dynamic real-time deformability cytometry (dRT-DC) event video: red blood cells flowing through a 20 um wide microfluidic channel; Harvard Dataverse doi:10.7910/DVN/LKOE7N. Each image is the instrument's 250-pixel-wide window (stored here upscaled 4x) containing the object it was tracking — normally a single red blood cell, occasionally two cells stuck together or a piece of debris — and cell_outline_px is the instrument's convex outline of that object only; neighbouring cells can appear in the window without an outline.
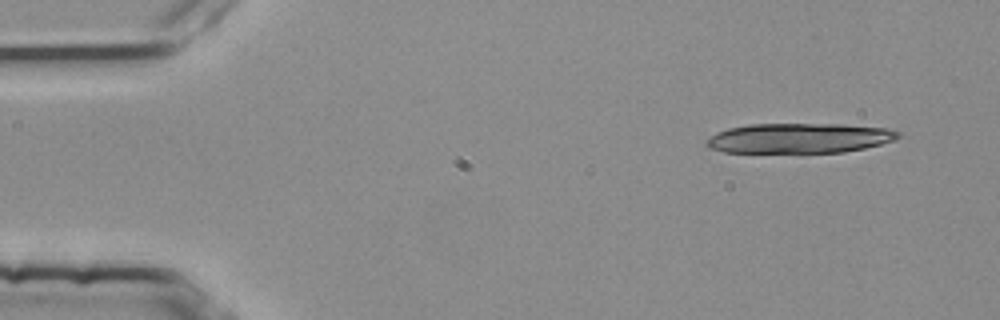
{"species": "common noctule bat (a hibernating species)", "species_latin": "Nyctalus noctula", "temperature_condition": "room temperature", "stored_images_in_passage": 4, "camera_frame_rate_fps": 3000, "um_per_image_px": 0.085, "animal": {"sex": "female", "body_mass_g": 25.1}, "frame": {"image": 1, "passage_image": 1, "time_ms": 0.0, "image_size_px": [1000, 320], "cell_outline_px": [[900, 136], [896, 140], [864, 148], [844, 152], [724, 152], [708, 148], [704, 144], [712, 136], [728, 128], [748, 124], [840, 124], [884, 128], [900, 132]], "centroid_in_image_um": [67.94, 11.74], "position_along_channel_um": 17.1, "area_um2": 33.23}}
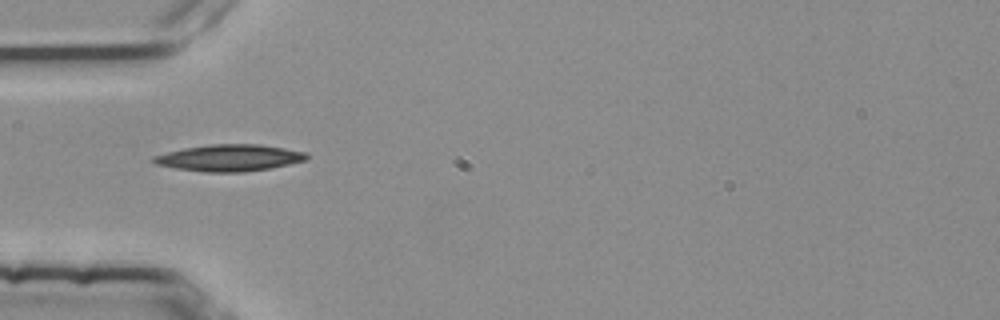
{"frame": {"image": 2, "passage_image": 4, "time_ms": 1.0, "image_size_px": [1000, 320], "cell_outline_px": [[308, 160], [268, 168], [244, 172], [208, 172], [176, 168], [156, 164], [152, 160], [152, 156], [184, 148], [208, 144], [260, 144], [284, 148], [304, 152], [308, 156]], "centroid_in_image_um": [19.49, 13.41], "position_along_channel_um": 65.5, "area_um2": 23.58}}